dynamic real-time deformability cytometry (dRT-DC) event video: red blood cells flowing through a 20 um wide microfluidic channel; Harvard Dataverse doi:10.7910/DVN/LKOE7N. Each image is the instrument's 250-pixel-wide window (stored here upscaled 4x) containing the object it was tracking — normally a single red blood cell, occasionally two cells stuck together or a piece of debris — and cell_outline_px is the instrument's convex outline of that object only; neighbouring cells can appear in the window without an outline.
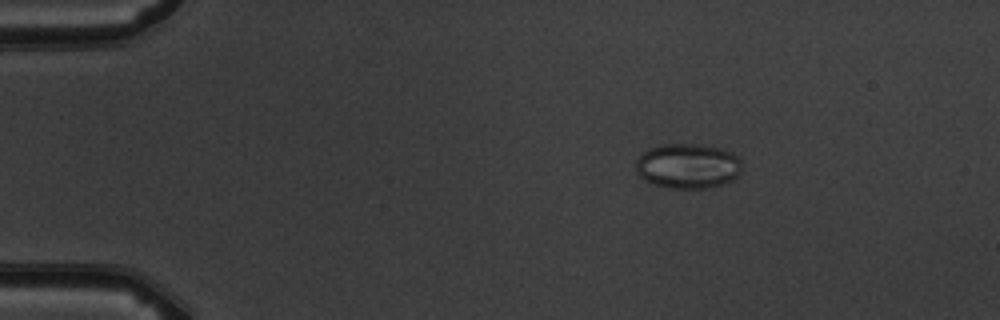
{"species": "common noctule bat (a hibernating species)", "species_latin": "Nyctalus noctula", "temperature_condition": "warm", "stored_images_in_passage": 3, "camera_frame_rate_fps": 3000, "um_per_image_px": 0.085, "animal": {"sex": "male", "body_mass_g": 19.5, "forearm_length_mm": 54.6}, "frame": {"image": 1, "passage_image": 1, "time_ms": 0.0, "image_size_px": [1000, 320], "cell_outline_px": [[740, 176], [732, 180], [720, 184], [704, 188], [672, 188], [652, 184], [644, 180], [636, 172], [636, 160], [648, 148], [660, 144], [692, 144], [720, 148], [732, 152], [740, 160]], "centroid_in_image_um": [58.44, 14.11], "position_along_channel_um": 26.6, "area_um2": 27.74}}